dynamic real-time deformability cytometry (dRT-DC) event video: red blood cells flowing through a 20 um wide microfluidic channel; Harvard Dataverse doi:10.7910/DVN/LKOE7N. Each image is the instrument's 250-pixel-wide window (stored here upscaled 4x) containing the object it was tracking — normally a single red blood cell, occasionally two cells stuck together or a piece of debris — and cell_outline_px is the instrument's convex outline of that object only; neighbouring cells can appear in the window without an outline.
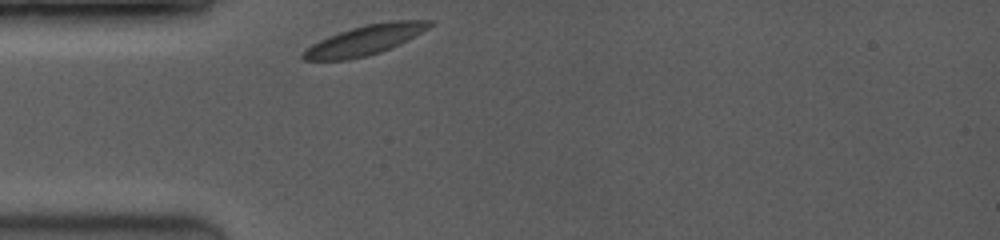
{"species": "common noctule bat (a hibernating species)", "species_latin": "Nyctalus noctula", "temperature_condition": "room temperature", "stored_images_in_passage": 26, "camera_frame_rate_fps": 3500, "um_per_image_px": 0.085, "animal": {"sex": "female", "body_mass_g": 19.0, "forearm_length_mm": 53.3}, "frame": {"image": 1, "passage_image": 1, "time_ms": 0.0, "image_size_px": [1000, 240], "cell_outline_px": [[436, 24], [400, 44], [380, 52], [368, 56], [348, 60], [304, 60], [300, 56], [312, 44], [328, 36], [352, 28], [368, 24], [392, 20], [432, 20]], "centroid_in_image_um": [31.06, 3.4], "position_along_channel_um": 53.9, "area_um2": 21.85}}
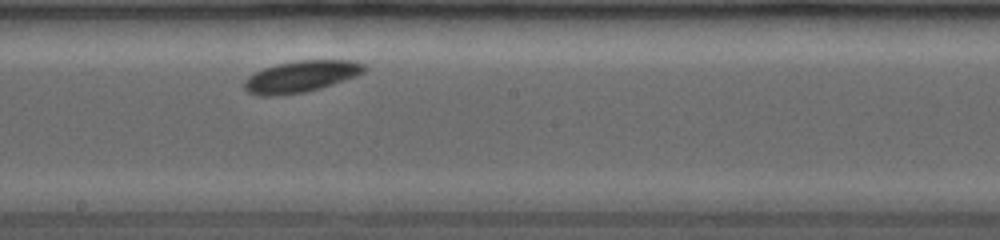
{"frame": {"image": 2, "passage_image": 12, "time_ms": 4.571, "image_size_px": [1000, 240], "cell_outline_px": [[368, 68], [364, 72], [356, 76], [320, 88], [304, 92], [276, 96], [260, 96], [248, 92], [244, 88], [244, 80], [248, 76], [264, 68], [276, 64], [296, 60], [348, 60], [364, 64]], "centroid_in_image_um": [25.57, 6.5], "position_along_channel_um": 222.6, "area_um2": 22.02}}
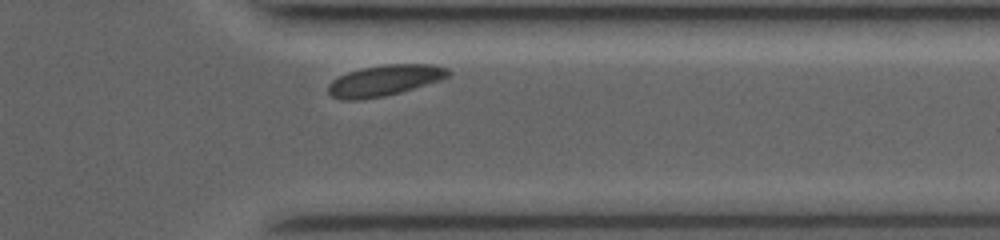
{"frame": {"image": 3, "passage_image": 24, "time_ms": 8.571, "image_size_px": [1000, 240], "cell_outline_px": [[452, 72], [448, 76], [440, 80], [400, 92], [384, 96], [360, 100], [344, 100], [332, 96], [328, 92], [328, 84], [332, 80], [348, 72], [360, 68], [384, 64], [432, 64], [448, 68]], "centroid_in_image_um": [32.68, 6.83], "position_along_channel_um": 378.7, "area_um2": 21.62}, "authors_computed_cell_mechanics": {"area_um2": 21.5883, "velocity_mm_per_s": 3.845, "shape_relaxation_time_tau1_ms": 1.4045, "shape_relaxation_time_tau2_ms": null, "deformation_change_tau1": 0.0807, "deformation_change_tau2": null}}